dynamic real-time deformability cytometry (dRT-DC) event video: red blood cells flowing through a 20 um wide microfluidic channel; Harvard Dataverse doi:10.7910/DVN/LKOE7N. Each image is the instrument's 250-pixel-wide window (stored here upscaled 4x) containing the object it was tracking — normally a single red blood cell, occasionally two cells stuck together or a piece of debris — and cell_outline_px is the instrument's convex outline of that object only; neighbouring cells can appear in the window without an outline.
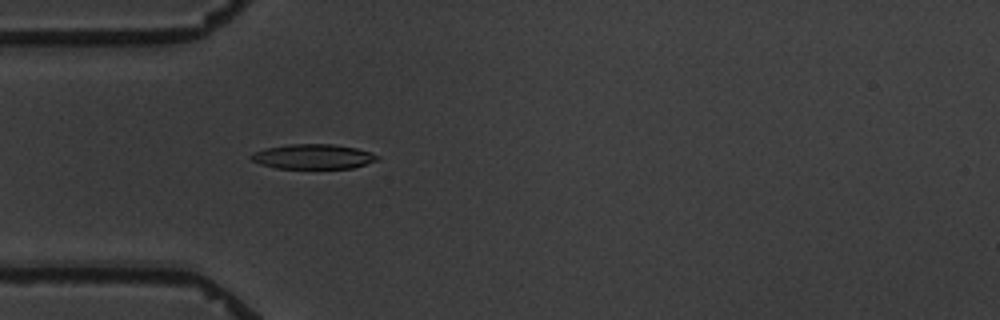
{"species": "common noctule bat (a hibernating species)", "species_latin": "Nyctalus noctula", "temperature_condition": "warm", "stored_images_in_passage": 5, "camera_frame_rate_fps": 3000, "um_per_image_px": 0.085, "animal": {"sex": "male", "body_mass_g": 19.5, "forearm_length_mm": 54.6}, "frame": {"image": 1, "passage_image": 5, "time_ms": 4.667, "image_size_px": [1000, 320], "cell_outline_px": [[380, 160], [352, 168], [276, 168], [260, 164], [252, 160], [248, 156], [264, 148], [288, 144], [332, 144], [356, 148], [372, 152], [380, 156]], "centroid_in_image_um": [26.65, 13.3], "position_along_channel_um": 58.4, "area_um2": 18.32}}